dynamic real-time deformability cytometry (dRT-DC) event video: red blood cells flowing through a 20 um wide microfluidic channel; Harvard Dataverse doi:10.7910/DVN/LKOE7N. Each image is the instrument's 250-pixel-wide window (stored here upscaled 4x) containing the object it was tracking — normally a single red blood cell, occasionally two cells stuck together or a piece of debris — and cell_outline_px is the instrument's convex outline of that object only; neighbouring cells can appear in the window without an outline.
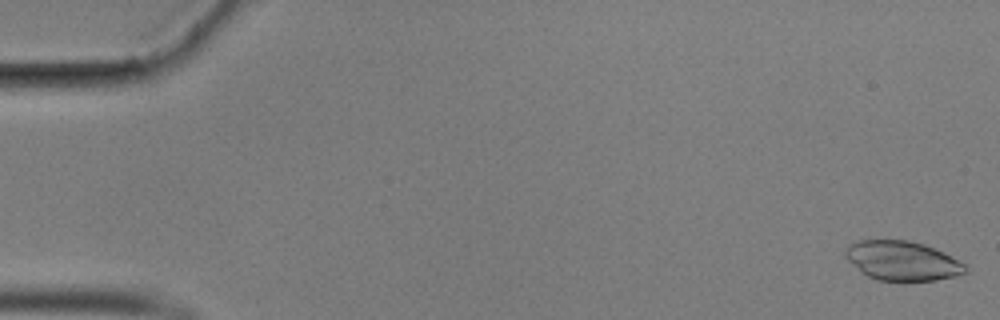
{"species": "common noctule bat (a hibernating species)", "species_latin": "Nyctalus noctula", "temperature_condition": "cold", "stored_images_in_passage": 40, "camera_frame_rate_fps": 3000, "um_per_image_px": 0.085, "animal": {"sex": "male", "body_mass_g": 17.9}, "frame": {"image": 1, "passage_image": 1, "time_ms": 0.0, "image_size_px": [1000, 320], "cell_outline_px": [[968, 272], [936, 280], [876, 280], [860, 272], [844, 256], [844, 248], [848, 244], [860, 240], [908, 240], [924, 244], [944, 252], [964, 264], [968, 268]], "centroid_in_image_um": [76.65, 22.15], "position_along_channel_um": 8.4, "area_um2": 27.51}}